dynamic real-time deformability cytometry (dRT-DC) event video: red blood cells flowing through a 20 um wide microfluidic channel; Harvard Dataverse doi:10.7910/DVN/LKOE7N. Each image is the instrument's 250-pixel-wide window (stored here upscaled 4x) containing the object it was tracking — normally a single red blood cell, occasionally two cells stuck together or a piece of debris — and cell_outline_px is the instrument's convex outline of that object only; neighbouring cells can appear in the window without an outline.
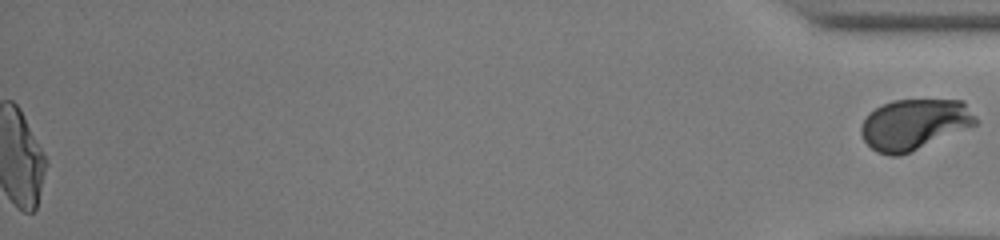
{"species": "human", "species_latin": "Homo sapiens", "temperature_condition": "warm", "stored_images_in_passage": 50, "segment_of_instrument_passage": [2, 2], "camera_frame_rate_fps": 3000, "um_per_image_px": 0.085, "donor": {"sex": "male"}, "frame": {"image": 1, "passage_image": 50, "time_ms": 16.333, "image_size_px": [1000, 240], "cell_outline_px": [[980, 120], [976, 124], [900, 156], [888, 156], [876, 152], [864, 140], [860, 132], [860, 128], [868, 112], [884, 104], [896, 100], [964, 100]], "centroid_in_image_um": [77.72, 10.56], "position_along_channel_um": 357.5, "area_um2": 33.76}}